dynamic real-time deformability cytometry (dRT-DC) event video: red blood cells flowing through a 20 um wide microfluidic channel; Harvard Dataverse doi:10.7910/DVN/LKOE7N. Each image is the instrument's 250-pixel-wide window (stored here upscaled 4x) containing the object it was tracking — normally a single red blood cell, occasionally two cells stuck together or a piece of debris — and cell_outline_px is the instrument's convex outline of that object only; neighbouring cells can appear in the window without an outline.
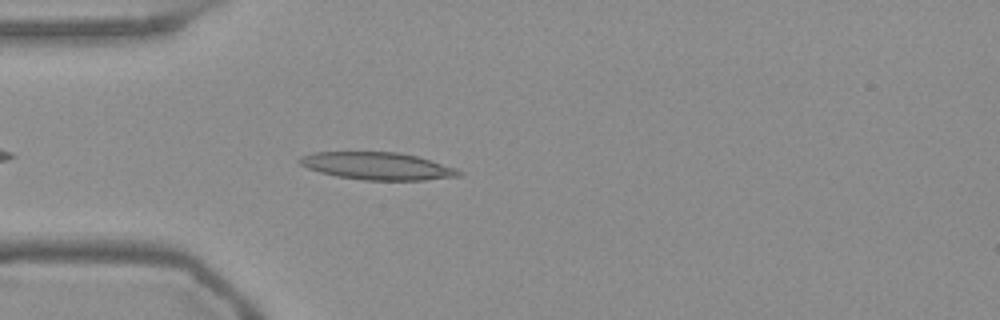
{"species": "Egyptian fruit bat (a non-hibernating species)", "species_latin": "Rousettus aegyptiacus", "temperature_condition": "warm", "stored_images_in_passage": 44, "camera_frame_rate_fps": 3000, "um_per_image_px": 0.085, "frame": {"image": 1, "passage_image": 5, "time_ms": 1.333, "image_size_px": [1000, 320], "cell_outline_px": [[464, 172], [460, 176], [424, 180], [364, 180], [336, 176], [320, 172], [308, 168], [300, 164], [296, 160], [300, 156], [312, 152], [396, 152], [416, 156], [456, 168]], "centroid_in_image_um": [32.05, 14.11], "position_along_channel_um": 53.0, "area_um2": 25.43}}
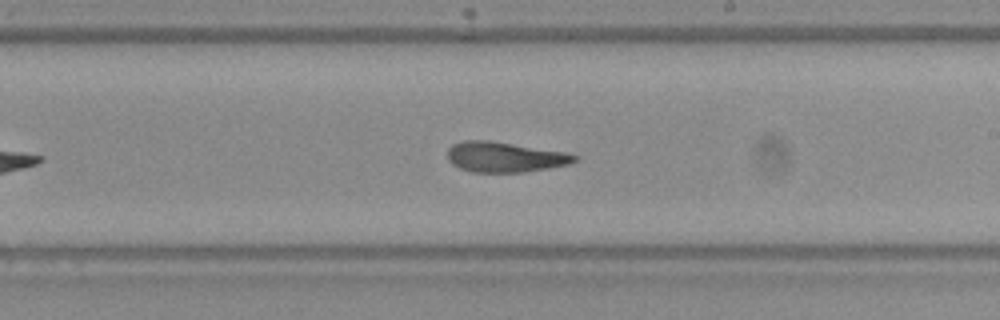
{"frame": {"image": 2, "passage_image": 21, "time_ms": 6.667, "image_size_px": [1000, 320], "cell_outline_px": [[580, 160], [568, 164], [548, 168], [524, 172], [472, 172], [460, 168], [452, 164], [448, 160], [448, 148], [452, 144], [464, 140], [488, 140], [568, 152], [580, 156]], "centroid_in_image_um": [42.94, 13.34], "position_along_channel_um": 246.1, "area_um2": 22.6}}
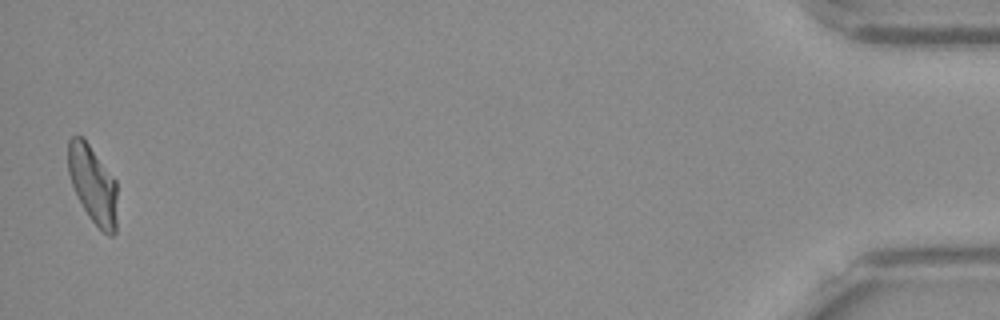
{"frame": {"image": 3, "passage_image": 43, "time_ms": 14.0, "image_size_px": [1000, 320], "cell_outline_px": [[116, 232], [112, 236], [108, 236], [88, 216], [72, 184], [68, 172], [68, 140], [72, 136], [84, 136], [116, 180]], "centroid_in_image_um": [7.9, 15.63], "position_along_channel_um": 427.3, "area_um2": 22.2}, "authors_computed_cell_mechanics": {"area_um2": 23.0044, "velocity_mm_per_s": 3.7453, "shape_relaxation_time_tau1_ms": 5.0726, "shape_relaxation_time_tau2_ms": 1.5384, "deformation_change_tau1": 0.1997, "deformation_change_tau2": 0.0953}}